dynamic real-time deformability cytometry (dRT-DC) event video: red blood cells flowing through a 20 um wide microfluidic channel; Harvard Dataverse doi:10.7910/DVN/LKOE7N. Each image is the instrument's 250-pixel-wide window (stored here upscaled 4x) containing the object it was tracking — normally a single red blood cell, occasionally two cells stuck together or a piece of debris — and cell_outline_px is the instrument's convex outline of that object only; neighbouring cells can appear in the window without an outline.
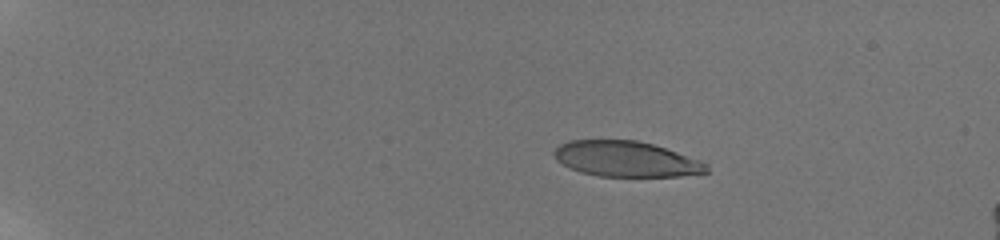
{"species": "human", "species_latin": "Homo sapiens", "temperature_condition": "room temperature", "stored_images_in_passage": 17, "camera_frame_rate_fps": 3000, "um_per_image_px": 0.085, "donor": {"sex": "male"}, "frame": {"image": 1, "passage_image": 1, "time_ms": 0.0, "image_size_px": [1000, 240], "cell_outline_px": [[708, 172], [680, 176], [600, 176], [580, 172], [556, 160], [552, 152], [560, 144], [568, 140], [636, 140], [652, 144], [700, 160], [708, 164]], "centroid_in_image_um": [53.2, 13.51], "position_along_channel_um": 31.8, "area_um2": 31.33}}